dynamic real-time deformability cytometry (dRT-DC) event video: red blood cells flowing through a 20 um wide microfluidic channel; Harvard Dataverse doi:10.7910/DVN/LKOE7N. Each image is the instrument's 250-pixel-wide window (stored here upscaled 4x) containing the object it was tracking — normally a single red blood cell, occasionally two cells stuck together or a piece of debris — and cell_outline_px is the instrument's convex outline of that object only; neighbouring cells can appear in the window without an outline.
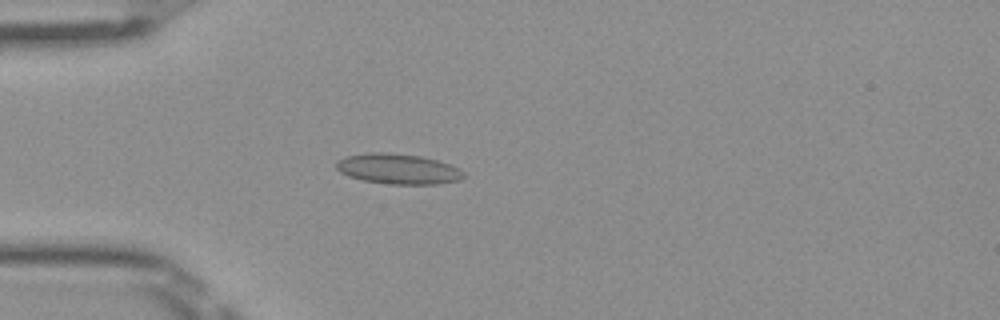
{"species": "Egyptian fruit bat (a non-hibernating species)", "species_latin": "Rousettus aegyptiacus", "temperature_condition": "room temperature", "stored_images_in_passage": 48, "camera_frame_rate_fps": 3000, "um_per_image_px": 0.085, "frame": {"image": 1, "passage_image": 15, "time_ms": 4.667, "image_size_px": [1000, 320], "cell_outline_px": [[464, 176], [460, 180], [436, 184], [392, 184], [364, 180], [348, 176], [340, 172], [336, 168], [336, 160], [344, 156], [368, 152], [388, 152], [420, 156], [452, 164], [464, 172]], "centroid_in_image_um": [33.82, 14.34], "position_along_channel_um": 51.2, "area_um2": 22.6}}
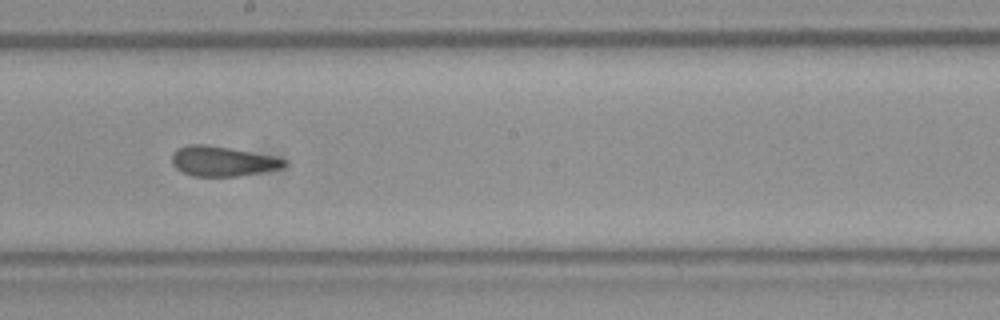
{"frame": {"image": 2, "passage_image": 29, "time_ms": 9.333, "image_size_px": [1000, 320], "cell_outline_px": [[288, 164], [280, 168], [264, 172], [236, 176], [192, 176], [176, 168], [172, 164], [172, 152], [176, 148], [188, 144], [204, 144], [228, 148], [272, 156], [288, 160]], "centroid_in_image_um": [18.89, 13.7], "position_along_channel_um": 229.3, "area_um2": 19.54}}
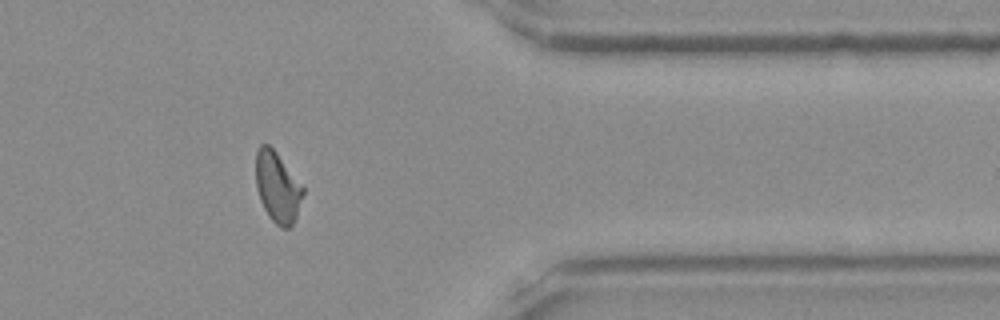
{"frame": {"image": 3, "passage_image": 42, "time_ms": 13.667, "image_size_px": [1000, 320], "cell_outline_px": [[304, 192], [296, 216], [292, 224], [288, 228], [280, 228], [268, 216], [260, 200], [256, 188], [256, 152], [260, 144], [268, 144], [276, 152], [304, 188]], "centroid_in_image_um": [23.57, 15.91], "position_along_channel_um": 387.8, "area_um2": 19.19}, "authors_computed_cell_mechanics": {"area_um2": 20.0566, "velocity_mm_per_s": 4.0404, "shape_relaxation_time_tau1_ms": null, "shape_relaxation_time_tau2_ms": 1.4072, "deformation_change_tau1": null, "deformation_change_tau2": 0.0721}}